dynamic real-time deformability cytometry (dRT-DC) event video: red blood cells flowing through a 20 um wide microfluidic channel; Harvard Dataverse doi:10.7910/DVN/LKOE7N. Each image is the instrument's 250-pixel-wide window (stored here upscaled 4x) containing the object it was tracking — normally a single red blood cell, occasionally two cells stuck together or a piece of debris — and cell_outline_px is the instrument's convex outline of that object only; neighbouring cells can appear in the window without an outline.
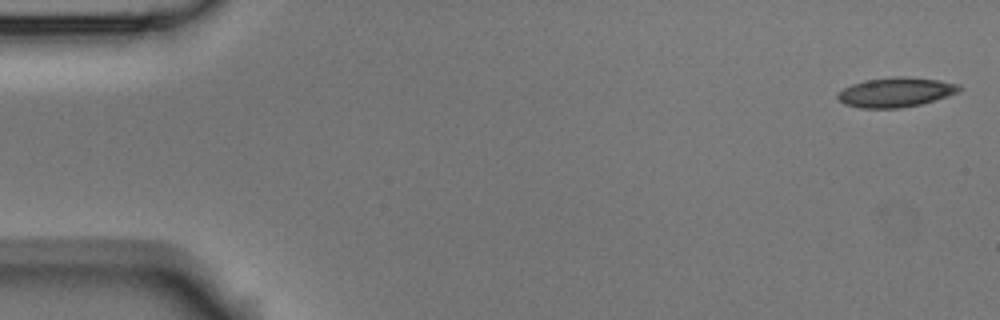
{"species": "Egyptian fruit bat (a non-hibernating species)", "species_latin": "Rousettus aegyptiacus", "temperature_condition": "room temperature", "stored_images_in_passage": 9, "camera_frame_rate_fps": 3000, "um_per_image_px": 0.085, "animal": {"sex": "male"}, "frame": {"image": 1, "passage_image": 1, "time_ms": 0.0, "image_size_px": [1000, 320], "cell_outline_px": [[964, 88], [960, 92], [920, 104], [900, 108], [860, 108], [844, 104], [836, 96], [844, 88], [852, 84], [864, 80], [896, 76], [904, 76], [940, 80], [960, 84]], "centroid_in_image_um": [76.17, 7.83], "position_along_channel_um": 8.8, "area_um2": 21.04}}